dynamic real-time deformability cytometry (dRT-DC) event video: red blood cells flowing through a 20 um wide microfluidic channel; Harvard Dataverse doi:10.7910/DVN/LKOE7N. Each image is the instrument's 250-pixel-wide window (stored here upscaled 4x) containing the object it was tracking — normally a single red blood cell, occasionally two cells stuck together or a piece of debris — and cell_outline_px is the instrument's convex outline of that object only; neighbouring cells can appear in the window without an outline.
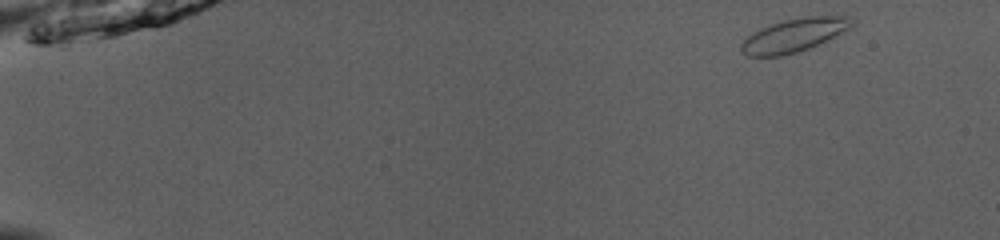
{"species": "common noctule bat (a hibernating species)", "species_latin": "Nyctalus noctula", "temperature_condition": "room temperature", "stored_images_in_passage": 48, "camera_frame_rate_fps": 3000, "um_per_image_px": 0.085, "animal": {"sex": "male", "body_mass_g": 13.0, "forearm_length_mm": 53.1}, "frame": {"image": 1, "passage_image": 1, "time_ms": 0.0, "image_size_px": [1000, 240], "cell_outline_px": [[856, 24], [852, 28], [808, 48], [796, 52], [780, 56], [748, 56], [740, 52], [740, 44], [752, 32], [760, 28], [784, 20], [808, 16], [848, 16], [856, 20]], "centroid_in_image_um": [67.51, 2.98], "position_along_channel_um": 17.5, "area_um2": 21.5}}
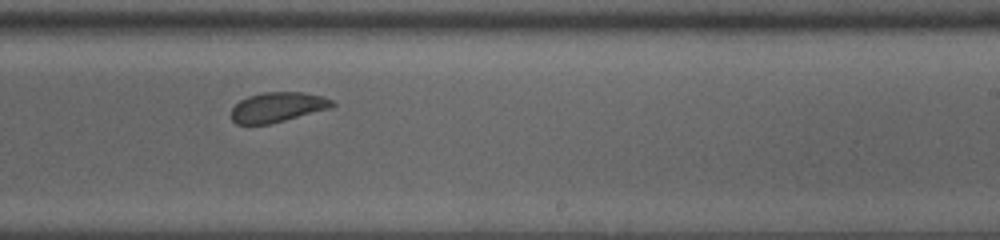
{"frame": {"image": 2, "passage_image": 30, "time_ms": 9.667, "image_size_px": [1000, 240], "cell_outline_px": [[336, 104], [332, 108], [268, 124], [236, 124], [232, 120], [232, 108], [240, 100], [248, 96], [264, 92], [300, 92], [324, 96], [332, 100]], "centroid_in_image_um": [23.62, 9.1], "position_along_channel_um": 265.4, "area_um2": 17.51}}
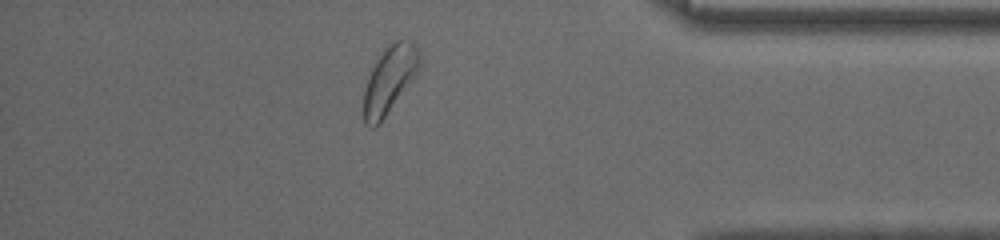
{"frame": {"image": 3, "passage_image": 42, "time_ms": 13.667, "image_size_px": [1000, 240], "cell_outline_px": [[420, 68], [412, 80], [380, 124], [372, 128], [364, 124], [364, 88], [368, 76], [372, 68], [384, 48], [388, 44], [396, 40], [412, 40], [420, 56]], "centroid_in_image_um": [33.1, 6.77], "position_along_channel_um": 402.1, "area_um2": 21.79}, "authors_computed_cell_mechanics": {"area_um2": 19.5075, "velocity_mm_per_s": 3.9473, "shape_relaxation_time_tau1_ms": 2.4697, "shape_relaxation_time_tau2_ms": 1.8953, "deformation_change_tau1": 0.0543, "deformation_change_tau2": 0.0454}}